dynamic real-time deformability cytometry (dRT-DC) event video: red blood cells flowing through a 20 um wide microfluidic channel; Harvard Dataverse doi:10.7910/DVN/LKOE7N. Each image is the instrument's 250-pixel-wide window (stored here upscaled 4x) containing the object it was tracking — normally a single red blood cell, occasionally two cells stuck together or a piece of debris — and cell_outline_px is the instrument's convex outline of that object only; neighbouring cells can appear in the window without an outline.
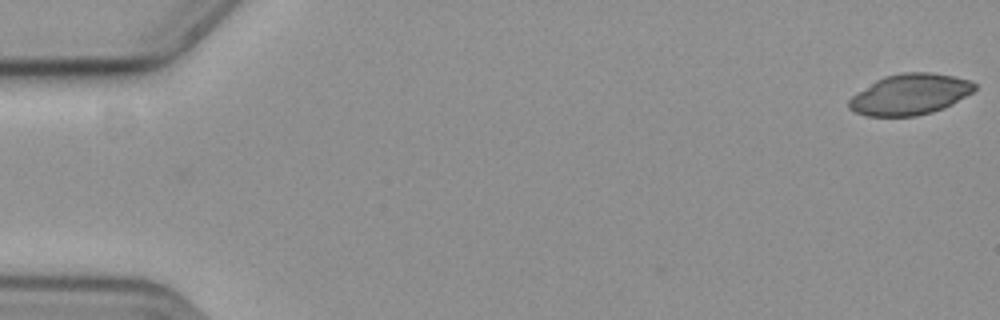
{"species": "common noctule bat (a hibernating species)", "species_latin": "Nyctalus noctula", "temperature_condition": "cold", "stored_images_in_passage": 15, "camera_frame_rate_fps": 3000, "um_per_image_px": 0.085, "animal": {"sex": "female", "body_mass_g": 19.3, "forearm_length_mm": 54.1}, "frame": {"image": 1, "passage_image": 1, "time_ms": 0.0, "image_size_px": [1000, 320], "cell_outline_px": [[976, 88], [972, 92], [952, 104], [944, 108], [932, 112], [916, 116], [864, 116], [848, 108], [848, 100], [852, 96], [876, 80], [884, 76], [900, 72], [932, 72], [956, 76], [972, 80], [976, 84]], "centroid_in_image_um": [77.36, 8.01], "position_along_channel_um": 7.6, "area_um2": 30.11}}